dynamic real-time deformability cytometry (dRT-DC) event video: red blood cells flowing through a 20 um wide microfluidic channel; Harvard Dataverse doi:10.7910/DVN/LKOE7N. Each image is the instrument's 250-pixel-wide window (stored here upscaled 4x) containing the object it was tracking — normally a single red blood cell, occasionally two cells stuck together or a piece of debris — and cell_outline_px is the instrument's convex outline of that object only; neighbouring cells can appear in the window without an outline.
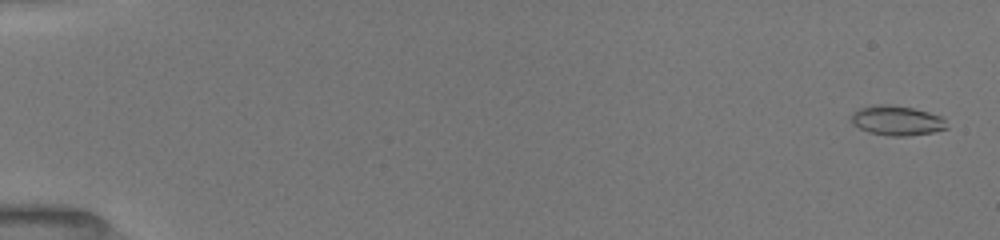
{"species": "common noctule bat (a hibernating species)", "species_latin": "Nyctalus noctula", "temperature_condition": "room temperature", "stored_images_in_passage": 43, "camera_frame_rate_fps": 3000, "um_per_image_px": 0.085, "animal": {"sex": "female", "body_mass_g": 19.5, "forearm_length_mm": 54.1}, "frame": {"image": 1, "passage_image": 2, "time_ms": 0.333, "image_size_px": [1000, 240], "cell_outline_px": [[948, 128], [932, 132], [908, 136], [888, 136], [868, 132], [852, 124], [852, 112], [860, 108], [880, 104], [888, 104], [912, 108], [928, 112], [940, 116], [944, 120]], "centroid_in_image_um": [76.21, 10.25], "position_along_channel_um": 8.8, "area_um2": 16.42}}
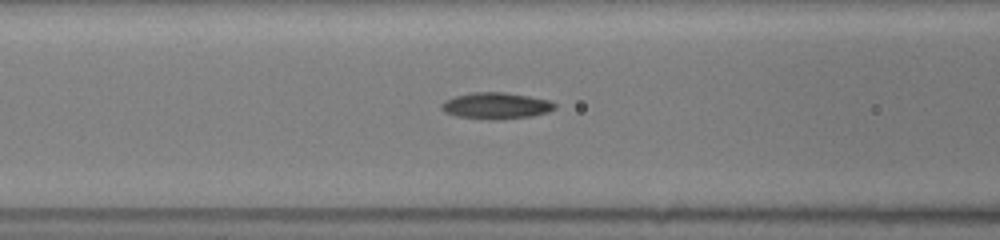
{"frame": {"image": 2, "passage_image": 23, "time_ms": 7.333, "image_size_px": [1000, 240], "cell_outline_px": [[556, 108], [548, 112], [532, 116], [500, 120], [488, 120], [456, 116], [444, 112], [440, 108], [440, 104], [444, 100], [456, 96], [472, 92], [504, 92], [552, 100], [556, 104]], "centroid_in_image_um": [42.16, 8.99], "position_along_channel_um": 124.4, "area_um2": 17.74}}
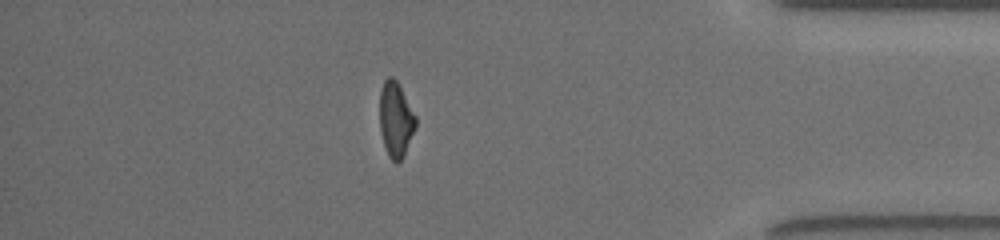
{"frame": {"image": 3, "passage_image": 39, "time_ms": 15.0, "image_size_px": [1000, 240], "cell_outline_px": [[416, 124], [404, 156], [396, 164], [388, 156], [384, 144], [380, 128], [380, 92], [384, 80], [388, 76], [392, 76], [396, 80], [416, 116]], "centroid_in_image_um": [33.63, 10.16], "position_along_channel_um": 401.6, "area_um2": 15.55}, "authors_computed_cell_mechanics": {"area_um2": 16.3574, "velocity_mm_per_s": 4.0303, "shape_relaxation_time_tau1_ms": 9.5215, "shape_relaxation_time_tau2_ms": 4.1961, "deformation_change_tau1": 0.2583, "deformation_change_tau2": 0.1136}}